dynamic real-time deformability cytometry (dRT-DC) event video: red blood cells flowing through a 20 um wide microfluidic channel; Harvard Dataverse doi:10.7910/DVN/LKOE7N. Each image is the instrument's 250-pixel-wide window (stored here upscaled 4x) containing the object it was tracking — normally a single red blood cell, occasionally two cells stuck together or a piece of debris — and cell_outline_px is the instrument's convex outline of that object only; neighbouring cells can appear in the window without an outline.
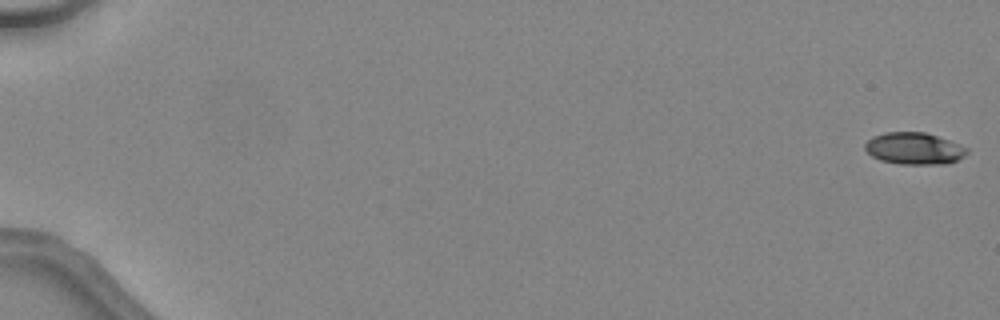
{"species": "common noctule bat (a hibernating species)", "species_latin": "Nyctalus noctula", "temperature_condition": "warm", "stored_images_in_passage": 47, "camera_frame_rate_fps": 3000, "um_per_image_px": 0.085, "animal": {"sex": "female", "body_mass_g": 24.6, "forearm_length_mm": 56.2}, "frame": {"image": 1, "passage_image": 1, "time_ms": 0.0, "image_size_px": [1000, 320], "cell_outline_px": [[968, 152], [964, 156], [948, 164], [900, 164], [880, 160], [872, 156], [864, 148], [864, 144], [872, 136], [884, 132], [924, 132], [948, 140], [968, 148]], "centroid_in_image_um": [77.68, 12.62], "position_along_channel_um": 7.3, "area_um2": 18.9}}
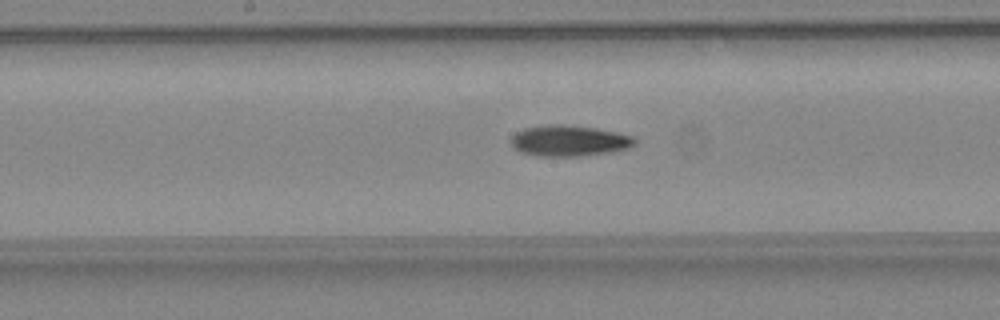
{"frame": {"image": 2, "passage_image": 27, "time_ms": 8.667, "image_size_px": [1000, 320], "cell_outline_px": [[636, 144], [628, 148], [612, 152], [580, 156], [536, 156], [520, 152], [512, 144], [512, 136], [516, 132], [524, 128], [556, 124], [560, 124], [596, 128], [616, 132], [632, 136], [636, 140]], "centroid_in_image_um": [48.4, 11.97], "position_along_channel_um": 199.8, "area_um2": 22.2}}
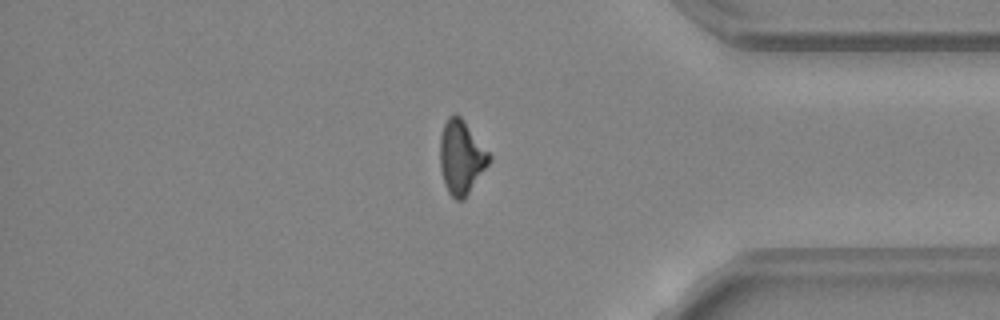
{"frame": {"image": 3, "passage_image": 41, "time_ms": 13.333, "image_size_px": [1000, 320], "cell_outline_px": [[492, 160], [464, 200], [456, 200], [448, 192], [444, 184], [440, 168], [440, 136], [444, 124], [448, 116], [452, 112], [456, 112], [460, 116], [492, 156]], "centroid_in_image_um": [39.21, 13.36], "position_along_channel_um": 396.0, "area_um2": 21.33}, "authors_computed_cell_mechanics": {"area_um2": 20.7502, "velocity_mm_per_s": 4.5835, "shape_relaxation_time_tau1_ms": 5.9096, "shape_relaxation_time_tau2_ms": 8.1578, "deformation_change_tau1": 0.2135, "deformation_change_tau2": 0.2105}}